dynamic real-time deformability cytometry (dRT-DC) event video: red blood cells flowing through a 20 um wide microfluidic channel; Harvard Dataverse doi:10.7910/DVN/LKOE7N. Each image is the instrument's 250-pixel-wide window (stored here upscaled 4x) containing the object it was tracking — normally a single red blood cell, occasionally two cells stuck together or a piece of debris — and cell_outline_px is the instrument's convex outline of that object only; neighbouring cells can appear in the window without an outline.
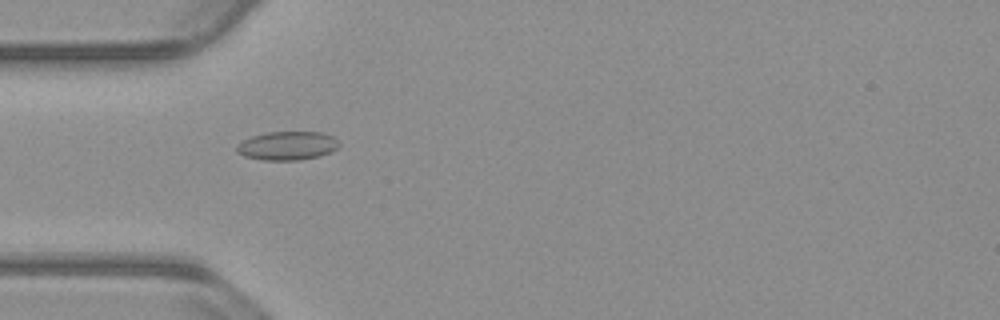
{"species": "common noctule bat (a hibernating species)", "species_latin": "Nyctalus noctula", "temperature_condition": "warm", "stored_images_in_passage": 54, "camera_frame_rate_fps": 3000, "um_per_image_px": 0.085, "animal": {"sex": "male", "body_mass_g": 23.1, "forearm_length_mm": 52.7}, "frame": {"image": 1, "passage_image": 16, "time_ms": 5.0, "image_size_px": [1000, 320], "cell_outline_px": [[340, 144], [336, 148], [320, 156], [300, 160], [264, 160], [244, 156], [236, 152], [236, 144], [252, 136], [268, 132], [320, 132], [332, 136]], "centroid_in_image_um": [24.39, 12.39], "position_along_channel_um": 60.6, "area_um2": 16.99}}
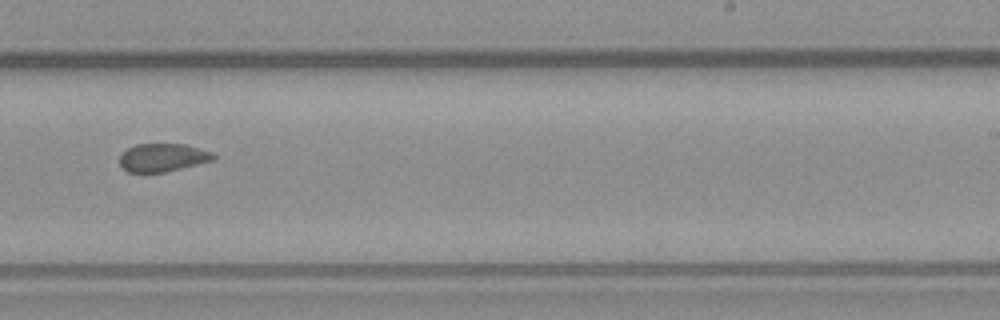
{"frame": {"image": 2, "passage_image": 33, "time_ms": 10.667, "image_size_px": [1000, 320], "cell_outline_px": [[216, 160], [164, 172], [128, 172], [120, 164], [120, 156], [128, 148], [136, 144], [188, 144], [212, 152], [216, 156]], "centroid_in_image_um": [13.88, 13.38], "position_along_channel_um": 275.1, "area_um2": 15.37}}
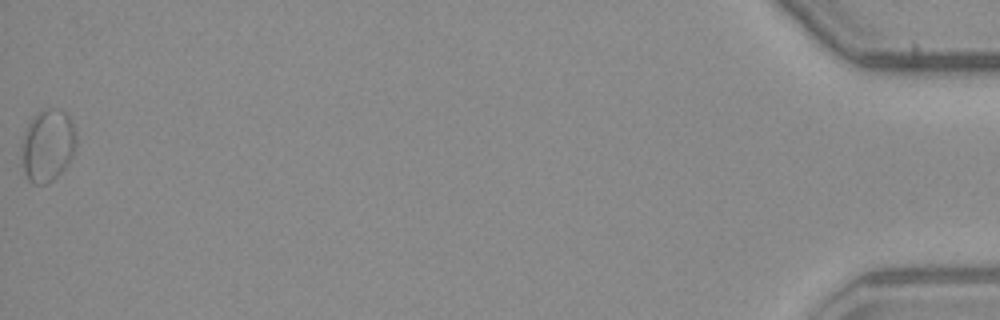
{"frame": {"image": 3, "passage_image": 54, "time_ms": 17.667, "image_size_px": [1000, 320], "cell_outline_px": [[76, 144], [72, 156], [68, 164], [52, 180], [44, 184], [32, 184], [28, 180], [24, 172], [24, 136], [28, 124], [44, 108], [56, 108], [68, 112], [72, 120], [76, 136]], "centroid_in_image_um": [4.11, 12.34], "position_along_channel_um": 431.1, "area_um2": 22.54}, "authors_computed_cell_mechanics": {"area_um2": 16.5597, "velocity_mm_per_s": 3.8002, "shape_relaxation_time_tau1_ms": null, "shape_relaxation_time_tau2_ms": 1.9891, "deformation_change_tau1": null, "deformation_change_tau2": 0.0803}}